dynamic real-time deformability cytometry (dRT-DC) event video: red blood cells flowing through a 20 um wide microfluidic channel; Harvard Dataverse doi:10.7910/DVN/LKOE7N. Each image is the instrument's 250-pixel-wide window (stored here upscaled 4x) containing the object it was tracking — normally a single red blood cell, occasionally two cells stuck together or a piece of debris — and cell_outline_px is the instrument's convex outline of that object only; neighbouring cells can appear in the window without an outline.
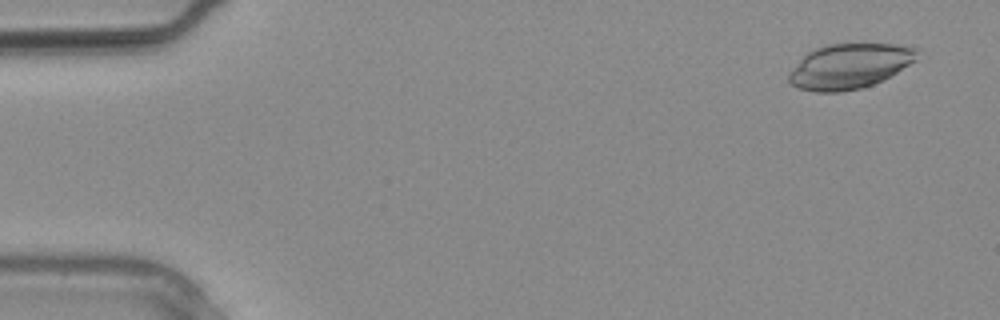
{"species": "common noctule bat (a hibernating species)", "species_latin": "Nyctalus noctula", "temperature_condition": "warm", "stored_images_in_passage": 16, "camera_frame_rate_fps": 3000, "um_per_image_px": 0.085, "animal": {"sex": "male", "body_mass_g": 20.4}, "frame": {"image": 1, "passage_image": 2, "time_ms": 0.333, "image_size_px": [1000, 320], "cell_outline_px": [[916, 60], [884, 80], [860, 88], [840, 92], [816, 92], [800, 88], [792, 84], [788, 80], [788, 72], [808, 52], [816, 48], [828, 44], [892, 44], [916, 48]], "centroid_in_image_um": [72.18, 5.63], "position_along_channel_um": 12.8, "area_um2": 33.29}}